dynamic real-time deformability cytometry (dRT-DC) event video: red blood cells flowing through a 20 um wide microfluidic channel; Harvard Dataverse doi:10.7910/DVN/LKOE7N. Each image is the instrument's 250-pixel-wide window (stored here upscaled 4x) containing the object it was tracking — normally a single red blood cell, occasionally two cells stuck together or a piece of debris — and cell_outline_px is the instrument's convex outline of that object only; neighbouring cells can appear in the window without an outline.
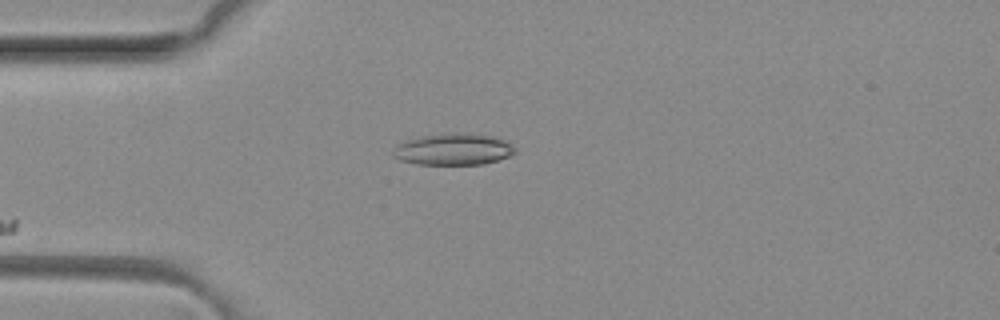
{"species": "common noctule bat (a hibernating species)", "species_latin": "Nyctalus noctula", "temperature_condition": "room temperature", "stored_images_in_passage": 5, "camera_frame_rate_fps": 3000, "um_per_image_px": 0.085, "animal": {"sex": "female", "body_mass_g": 29.2, "forearm_length_mm": 56.3}, "frame": {"image": 1, "passage_image": 3, "time_ms": 0.667, "image_size_px": [1000, 320], "cell_outline_px": [[516, 152], [512, 156], [484, 164], [416, 164], [400, 160], [392, 156], [392, 148], [396, 144], [404, 140], [420, 136], [452, 132], [456, 132], [492, 136], [504, 140], [516, 148]], "centroid_in_image_um": [38.5, 12.69], "position_along_channel_um": 46.5, "area_um2": 22.77}}
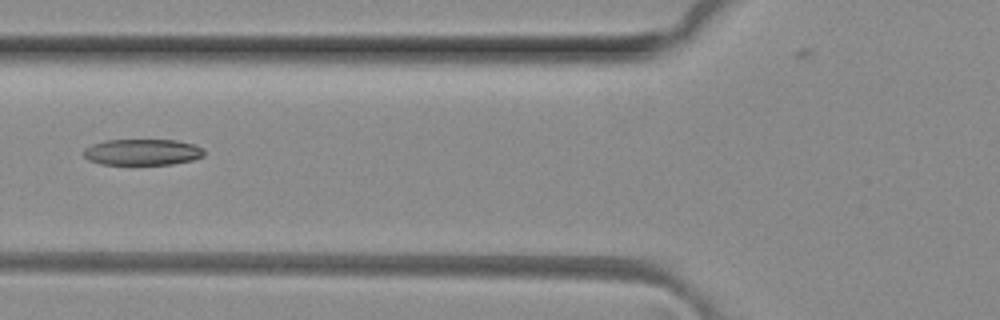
{"frame": {"image": 2, "passage_image": 5, "time_ms": 1.333, "image_size_px": [1000, 320], "cell_outline_px": [[204, 156], [192, 160], [172, 164], [100, 164], [88, 160], [84, 156], [84, 148], [92, 144], [104, 140], [176, 140], [192, 144], [204, 148]], "centroid_in_image_um": [12.09, 12.92], "position_along_channel_um": 113.7, "area_um2": 18.38}}